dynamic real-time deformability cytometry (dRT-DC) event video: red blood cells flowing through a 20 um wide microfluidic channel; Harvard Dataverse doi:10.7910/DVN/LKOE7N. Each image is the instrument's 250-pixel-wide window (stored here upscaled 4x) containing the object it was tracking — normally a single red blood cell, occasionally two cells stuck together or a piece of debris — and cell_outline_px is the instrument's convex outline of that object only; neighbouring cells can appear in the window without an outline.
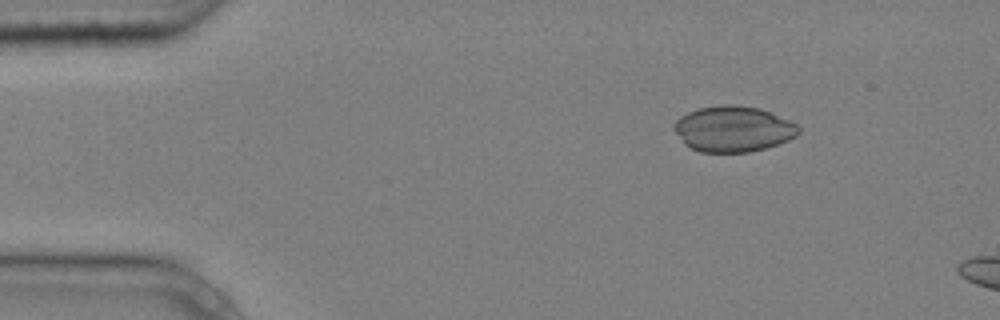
{"species": "common noctule bat (a hibernating species)", "species_latin": "Nyctalus noctula", "temperature_condition": "cold", "stored_images_in_passage": 4, "camera_frame_rate_fps": 3000, "um_per_image_px": 0.085, "animal": {"sex": "male", "body_mass_g": 20.4}, "frame": {"image": 1, "passage_image": 3, "time_ms": 0.667, "image_size_px": [1000, 320], "cell_outline_px": [[800, 132], [796, 136], [788, 140], [764, 148], [748, 152], [700, 152], [684, 144], [672, 128], [672, 124], [680, 116], [688, 112], [700, 108], [720, 104], [732, 104], [760, 108], [788, 120], [796, 124], [800, 128]], "centroid_in_image_um": [62.28, 10.95], "position_along_channel_um": 22.7, "area_um2": 33.18}}